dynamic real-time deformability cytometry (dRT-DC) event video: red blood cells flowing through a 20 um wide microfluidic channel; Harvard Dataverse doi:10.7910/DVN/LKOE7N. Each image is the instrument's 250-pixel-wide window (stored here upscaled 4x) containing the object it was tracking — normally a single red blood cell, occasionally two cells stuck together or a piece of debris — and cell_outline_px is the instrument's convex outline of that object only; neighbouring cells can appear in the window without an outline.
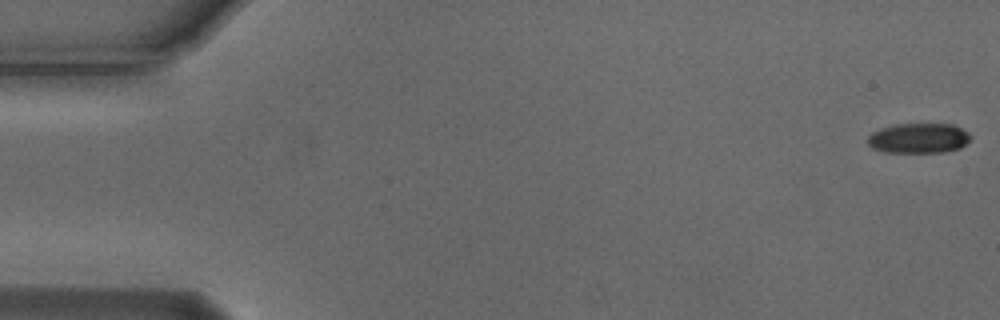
{"species": "Egyptian fruit bat (a non-hibernating species)", "species_latin": "Rousettus aegyptiacus", "temperature_condition": "cold", "stored_images_in_passage": 55, "camera_frame_rate_fps": 3000, "um_per_image_px": 0.085, "animal": {"sex": "male"}, "frame": {"image": 1, "passage_image": 1, "time_ms": 0.0, "image_size_px": [1000, 320], "cell_outline_px": [[972, 136], [960, 148], [944, 152], [884, 152], [872, 148], [868, 144], [868, 136], [872, 132], [880, 128], [896, 124], [952, 124], [968, 132]], "centroid_in_image_um": [78.06, 11.74], "position_along_channel_um": 6.9, "area_um2": 17.98}}
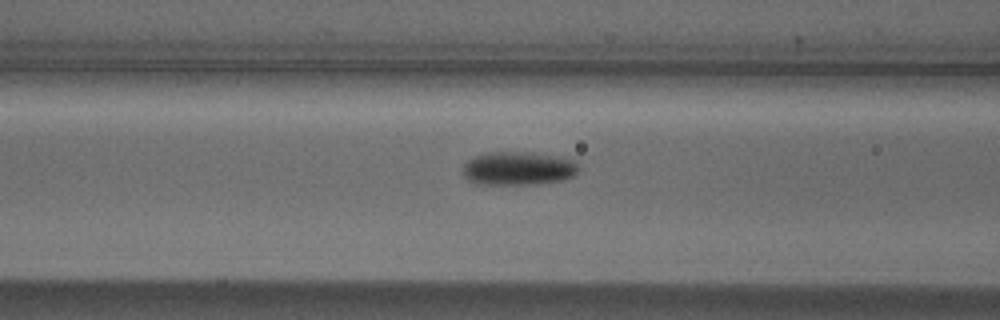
{"frame": {"image": 2, "passage_image": 22, "time_ms": 7.0, "image_size_px": [1000, 320], "cell_outline_px": [[580, 168], [572, 176], [564, 180], [536, 184], [476, 184], [468, 180], [464, 176], [464, 164], [468, 160], [476, 156], [488, 152], [532, 152], [556, 156], [576, 160]], "centroid_in_image_um": [44.08, 14.31], "position_along_channel_um": 122.5, "area_um2": 22.72}}
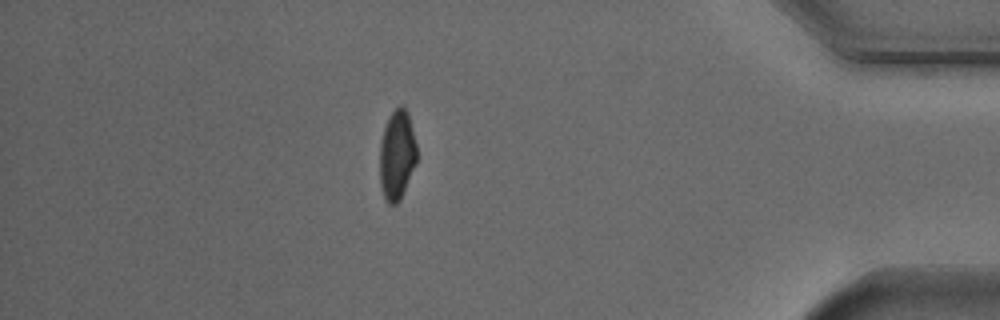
{"frame": {"image": 3, "passage_image": 48, "time_ms": 15.667, "image_size_px": [1000, 320], "cell_outline_px": [[416, 164], [400, 200], [396, 204], [388, 204], [384, 200], [380, 184], [380, 140], [384, 128], [392, 112], [400, 104], [404, 104], [408, 112], [416, 144]], "centroid_in_image_um": [33.74, 13.18], "position_along_channel_um": 401.5, "area_um2": 19.48}, "authors_computed_cell_mechanics": {"area_um2": 20.1722, "velocity_mm_per_s": 3.7314, "shape_relaxation_time_tau1_ms": 2.8006, "shape_relaxation_time_tau2_ms": null, "deformation_change_tau1": 0.1158, "deformation_change_tau2": null}}